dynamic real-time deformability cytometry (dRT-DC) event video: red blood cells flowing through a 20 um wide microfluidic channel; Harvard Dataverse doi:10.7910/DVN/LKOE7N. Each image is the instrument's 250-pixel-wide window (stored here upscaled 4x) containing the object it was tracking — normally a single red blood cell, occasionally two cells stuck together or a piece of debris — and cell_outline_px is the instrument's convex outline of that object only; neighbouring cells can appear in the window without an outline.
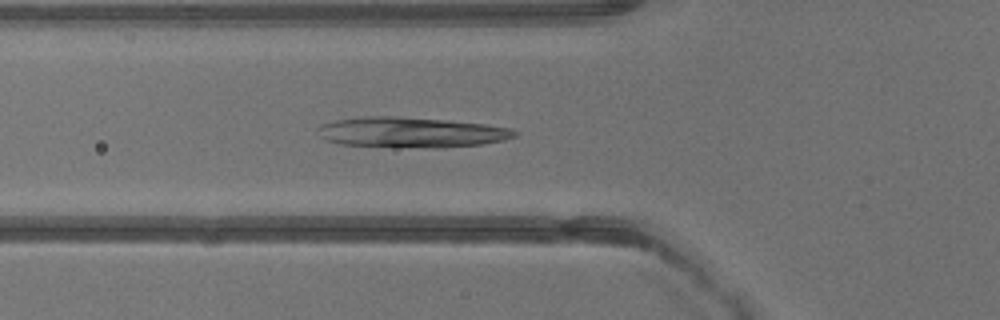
{"species": "common noctule bat (a hibernating species)", "species_latin": "Nyctalus noctula", "temperature_condition": "warm", "stored_images_in_passage": 23, "camera_frame_rate_fps": 3000, "um_per_image_px": 0.085, "animal": {"sex": "male", "body_mass_g": 13.3}, "frame": {"image": 1, "passage_image": 3, "time_ms": 0.667, "image_size_px": [1000, 320], "cell_outline_px": [[520, 132], [516, 136], [504, 140], [484, 144], [436, 148], [396, 148], [340, 144], [324, 140], [320, 136], [316, 128], [320, 124], [336, 120], [364, 116], [392, 116], [448, 120], [488, 124], [508, 128]], "centroid_in_image_um": [34.93, 11.26], "position_along_channel_um": 90.9, "area_um2": 35.49}}
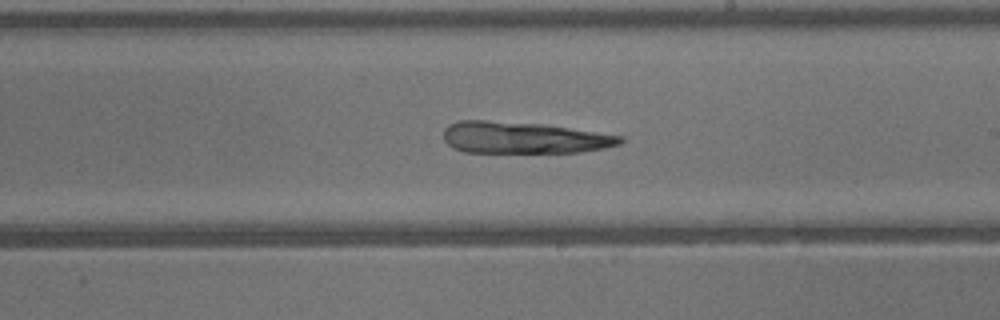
{"frame": {"image": 2, "passage_image": 12, "time_ms": 3.667, "image_size_px": [1000, 320], "cell_outline_px": [[624, 140], [620, 144], [604, 148], [580, 152], [464, 152], [452, 148], [444, 140], [444, 128], [448, 124], [460, 120], [484, 120], [544, 124], [624, 136]], "centroid_in_image_um": [44.49, 11.7], "position_along_channel_um": 244.5, "area_um2": 32.66}}
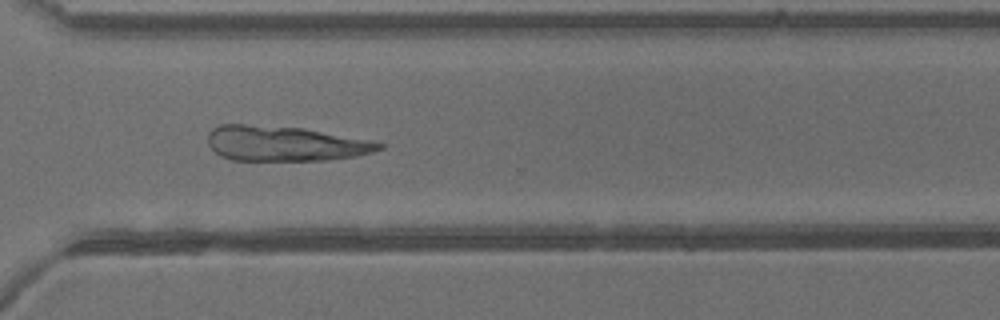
{"frame": {"image": 3, "passage_image": 18, "time_ms": 5.667, "image_size_px": [1000, 320], "cell_outline_px": [[384, 148], [372, 152], [356, 156], [328, 160], [232, 160], [220, 156], [208, 144], [208, 132], [212, 128], [220, 124], [244, 124], [300, 128], [384, 144]], "centroid_in_image_um": [24.12, 12.21], "position_along_channel_um": 346.5, "area_um2": 34.39}}